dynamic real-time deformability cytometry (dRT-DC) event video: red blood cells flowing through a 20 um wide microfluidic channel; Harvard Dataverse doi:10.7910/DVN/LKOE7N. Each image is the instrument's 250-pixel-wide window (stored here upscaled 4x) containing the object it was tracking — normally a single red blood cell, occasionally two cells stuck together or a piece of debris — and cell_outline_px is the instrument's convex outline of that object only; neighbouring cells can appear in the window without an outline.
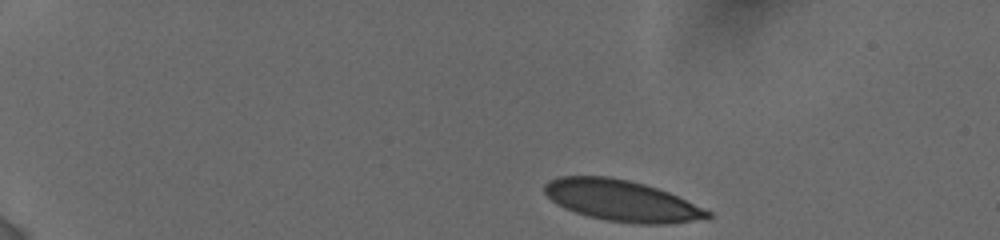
{"species": "human", "species_latin": "Homo sapiens", "temperature_condition": "cold", "stored_images_in_passage": 38, "camera_frame_rate_fps": 3000, "um_per_image_px": 0.085, "donor": {"sex": "female"}, "frame": {"image": 1, "passage_image": 1, "time_ms": 0.0, "image_size_px": [1000, 240], "cell_outline_px": [[712, 216], [692, 220], [668, 224], [640, 224], [608, 220], [588, 216], [564, 208], [556, 204], [544, 192], [544, 184], [560, 176], [608, 176], [628, 180], [644, 184], [668, 192], [712, 212]], "centroid_in_image_um": [52.81, 17.05], "position_along_channel_um": 32.2, "area_um2": 38.55}}
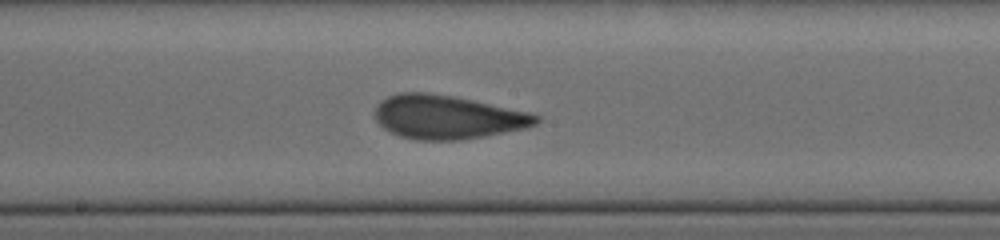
{"frame": {"image": 2, "passage_image": 22, "time_ms": 7.333, "image_size_px": [1000, 240], "cell_outline_px": [[540, 120], [536, 124], [524, 128], [484, 136], [460, 140], [416, 140], [400, 136], [388, 132], [376, 120], [376, 108], [380, 100], [388, 96], [400, 92], [428, 92], [452, 96], [472, 100], [528, 112], [540, 116]], "centroid_in_image_um": [37.99, 9.95], "position_along_channel_um": 210.2, "area_um2": 40.86}}
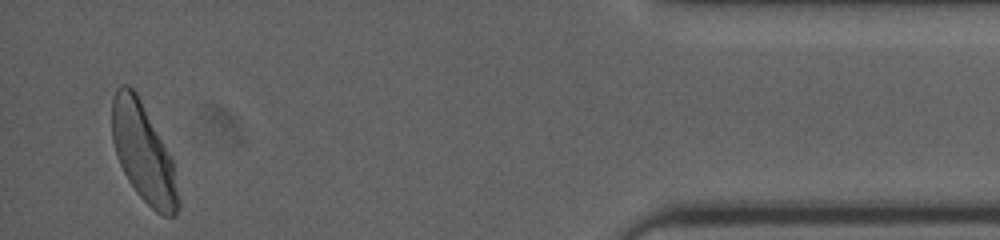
{"frame": {"image": 3, "passage_image": 38, "time_ms": 14.333, "image_size_px": [1000, 240], "cell_outline_px": [[180, 204], [176, 212], [172, 216], [164, 216], [156, 212], [136, 192], [128, 180], [120, 164], [112, 140], [112, 96], [116, 88], [120, 84], [128, 84], [136, 92], [172, 160], [180, 200]], "centroid_in_image_um": [12.16, 12.99], "position_along_channel_um": 423.0, "area_um2": 37.45}, "authors_computed_cell_mechanics": {"area_um2": 39.6508, "velocity_mm_per_s": 3.8217, "shape_relaxation_time_tau1_ms": 5.2462, "shape_relaxation_time_tau2_ms": 0.728, "deformation_change_tau1": 0.1479, "deformation_change_tau2": 0.0481}}